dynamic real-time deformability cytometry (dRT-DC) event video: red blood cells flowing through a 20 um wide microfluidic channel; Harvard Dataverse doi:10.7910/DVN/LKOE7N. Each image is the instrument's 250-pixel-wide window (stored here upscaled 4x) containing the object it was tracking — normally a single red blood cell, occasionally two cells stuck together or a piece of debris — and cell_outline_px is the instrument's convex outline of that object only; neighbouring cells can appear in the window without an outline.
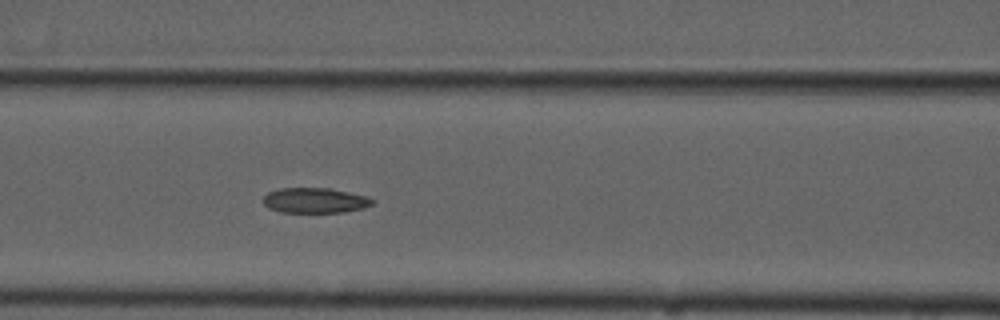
{"species": "common noctule bat (a hibernating species)", "species_latin": "Nyctalus noctula", "temperature_condition": "cold", "stored_images_in_passage": 5, "camera_frame_rate_fps": 3000, "um_per_image_px": 0.085, "animal": {"sex": "male", "forearm_length_mm": 52.5}, "frame": {"image": 1, "passage_image": 5, "time_ms": 5.667, "image_size_px": [1000, 320], "cell_outline_px": [[372, 204], [364, 208], [344, 212], [280, 212], [268, 208], [264, 204], [264, 196], [268, 192], [280, 188], [332, 188], [364, 196], [372, 200]], "centroid_in_image_um": [26.73, 17.03], "position_along_channel_um": 139.9, "area_um2": 15.9}}